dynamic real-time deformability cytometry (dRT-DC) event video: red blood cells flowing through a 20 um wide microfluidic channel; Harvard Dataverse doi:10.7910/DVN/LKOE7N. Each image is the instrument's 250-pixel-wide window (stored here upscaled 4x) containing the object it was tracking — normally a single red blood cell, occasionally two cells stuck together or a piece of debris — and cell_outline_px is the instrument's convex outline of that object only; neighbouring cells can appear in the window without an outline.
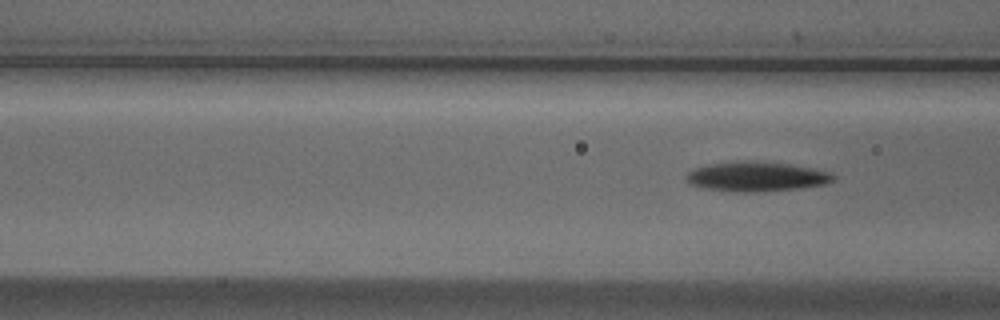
{"species": "Egyptian fruit bat (a non-hibernating species)", "species_latin": "Rousettus aegyptiacus", "temperature_condition": "cold", "stored_images_in_passage": 7, "camera_frame_rate_fps": 3000, "um_per_image_px": 0.085, "animal": {"sex": "male"}, "frame": {"image": 1, "passage_image": 7, "time_ms": 2.0, "image_size_px": [1000, 320], "cell_outline_px": [[836, 180], [824, 184], [800, 188], [756, 192], [736, 192], [704, 188], [688, 184], [684, 176], [692, 168], [708, 164], [788, 164], [828, 172], [836, 176]], "centroid_in_image_um": [64.26, 15.07], "position_along_channel_um": 102.3, "area_um2": 24.28}}